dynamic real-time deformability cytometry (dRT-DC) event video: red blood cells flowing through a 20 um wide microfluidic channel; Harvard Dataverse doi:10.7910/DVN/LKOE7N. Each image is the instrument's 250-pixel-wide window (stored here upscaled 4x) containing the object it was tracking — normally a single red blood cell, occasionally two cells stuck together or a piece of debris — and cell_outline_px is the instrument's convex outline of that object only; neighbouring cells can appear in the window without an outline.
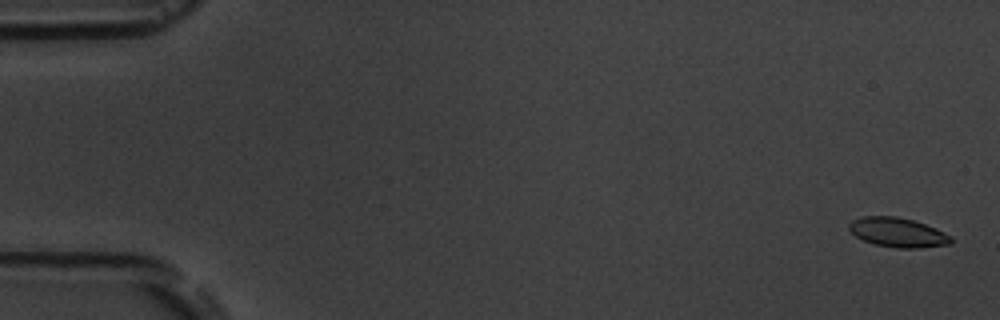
{"species": "common noctule bat (a hibernating species)", "species_latin": "Nyctalus noctula", "temperature_condition": "room temperature", "stored_images_in_passage": 5, "camera_frame_rate_fps": 3000, "um_per_image_px": 0.085, "animal": {"sex": "male", "body_mass_g": 19.5, "forearm_length_mm": 54.6}, "frame": {"image": 1, "passage_image": 1, "time_ms": 0.0, "image_size_px": [1000, 320], "cell_outline_px": [[952, 244], [920, 248], [896, 248], [876, 244], [864, 240], [856, 236], [848, 228], [848, 224], [852, 220], [860, 216], [896, 216], [912, 220], [936, 228], [952, 236]], "centroid_in_image_um": [76.32, 19.75], "position_along_channel_um": 8.7, "area_um2": 17.51}}
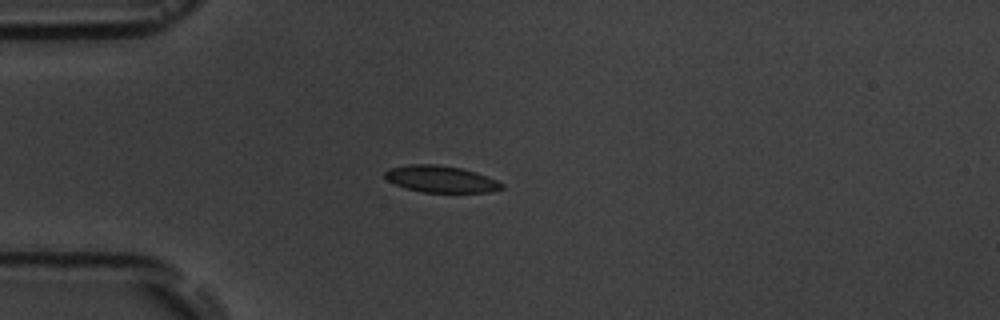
{"frame": {"image": 2, "passage_image": 5, "time_ms": 4.667, "image_size_px": [1000, 320], "cell_outline_px": [[504, 188], [488, 192], [424, 192], [408, 188], [396, 184], [388, 180], [384, 176], [384, 172], [388, 168], [408, 164], [436, 164], [460, 168], [476, 172], [488, 176], [504, 184]], "centroid_in_image_um": [37.48, 15.21], "position_along_channel_um": 47.5, "area_um2": 18.09}}